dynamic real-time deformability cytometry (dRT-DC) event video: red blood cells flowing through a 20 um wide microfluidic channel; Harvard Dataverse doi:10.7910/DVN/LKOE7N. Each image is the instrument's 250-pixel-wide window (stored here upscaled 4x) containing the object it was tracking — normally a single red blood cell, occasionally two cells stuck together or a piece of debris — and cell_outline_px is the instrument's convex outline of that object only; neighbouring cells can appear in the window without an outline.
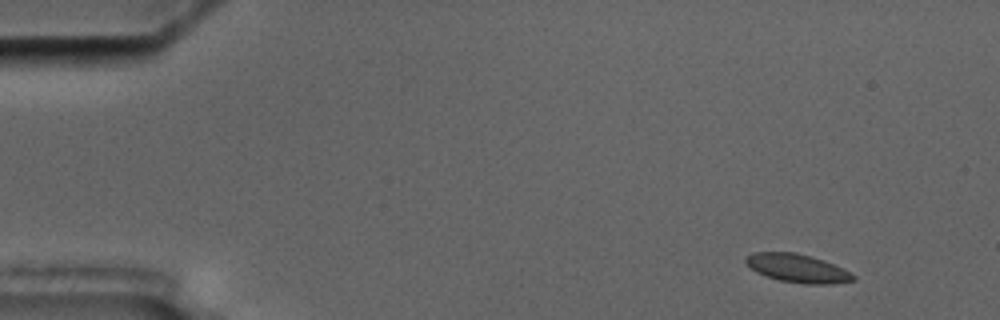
{"species": "common noctule bat (a hibernating species)", "species_latin": "Nyctalus noctula", "temperature_condition": "cold", "stored_images_in_passage": 2, "camera_frame_rate_fps": 3000, "um_per_image_px": 0.085, "animal": {"sex": "male", "body_mass_g": 17.5, "forearm_length_mm": 52.3}, "frame": {"image": 1, "passage_image": 1, "time_ms": 0.0, "image_size_px": [1000, 320], "cell_outline_px": [[856, 280], [828, 284], [804, 284], [780, 280], [756, 272], [744, 260], [744, 256], [752, 252], [796, 252], [812, 256], [824, 260], [844, 268], [856, 276]], "centroid_in_image_um": [67.8, 22.79], "position_along_channel_um": 17.2, "area_um2": 17.86}}